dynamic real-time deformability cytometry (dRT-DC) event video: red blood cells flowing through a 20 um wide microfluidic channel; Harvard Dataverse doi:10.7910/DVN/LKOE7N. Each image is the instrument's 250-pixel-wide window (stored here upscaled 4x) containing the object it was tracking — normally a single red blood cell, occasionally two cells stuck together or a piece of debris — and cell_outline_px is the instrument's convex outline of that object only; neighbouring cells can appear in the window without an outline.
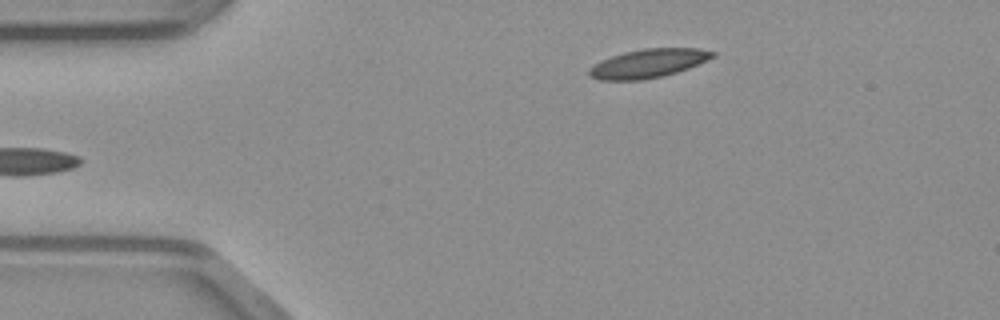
{"species": "common noctule bat (a hibernating species)", "species_latin": "Nyctalus noctula", "temperature_condition": "warm", "stored_images_in_passage": 42, "camera_frame_rate_fps": 3000, "um_per_image_px": 0.085, "animal": {"sex": "male", "body_mass_g": 23.1, "forearm_length_mm": 52.7}, "frame": {"image": 1, "passage_image": 2, "time_ms": 0.333, "image_size_px": [1000, 320], "cell_outline_px": [[716, 56], [688, 68], [676, 72], [660, 76], [640, 80], [600, 80], [588, 76], [588, 68], [600, 60], [624, 52], [644, 48], [700, 48], [716, 52]], "centroid_in_image_um": [55.07, 5.38], "position_along_channel_um": 29.9, "area_um2": 20.63}}
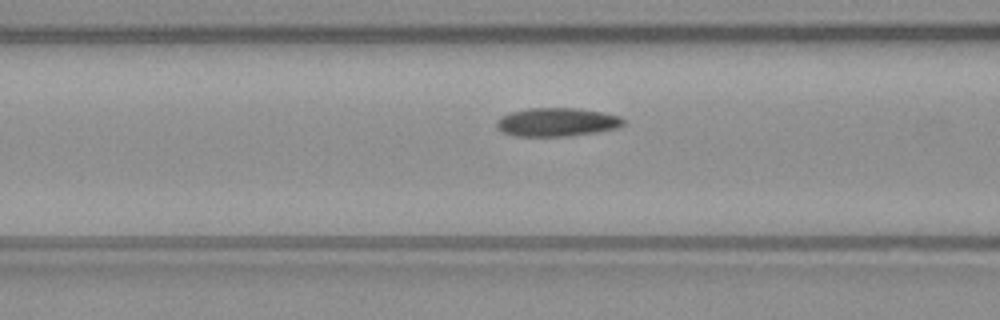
{"frame": {"image": 2, "passage_image": 12, "time_ms": 3.667, "image_size_px": [1000, 320], "cell_outline_px": [[624, 124], [620, 128], [596, 132], [568, 136], [516, 136], [504, 132], [496, 128], [496, 120], [500, 116], [508, 112], [528, 108], [576, 108], [600, 112], [620, 116], [624, 120]], "centroid_in_image_um": [47.31, 10.38], "position_along_channel_um": 119.3, "area_um2": 21.21}}
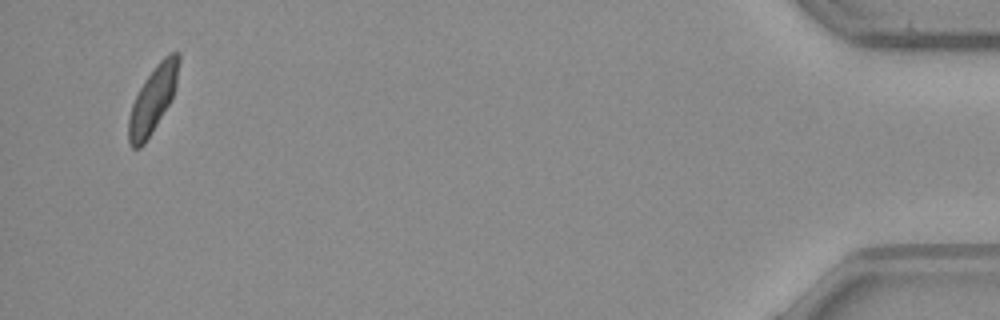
{"frame": {"image": 3, "passage_image": 40, "time_ms": 13.0, "image_size_px": [1000, 320], "cell_outline_px": [[180, 60], [176, 88], [168, 104], [144, 144], [140, 148], [132, 148], [128, 144], [128, 116], [132, 104], [144, 80], [156, 64], [164, 56], [172, 52], [180, 52]], "centroid_in_image_um": [12.98, 8.44], "position_along_channel_um": 422.2, "area_um2": 19.19}}